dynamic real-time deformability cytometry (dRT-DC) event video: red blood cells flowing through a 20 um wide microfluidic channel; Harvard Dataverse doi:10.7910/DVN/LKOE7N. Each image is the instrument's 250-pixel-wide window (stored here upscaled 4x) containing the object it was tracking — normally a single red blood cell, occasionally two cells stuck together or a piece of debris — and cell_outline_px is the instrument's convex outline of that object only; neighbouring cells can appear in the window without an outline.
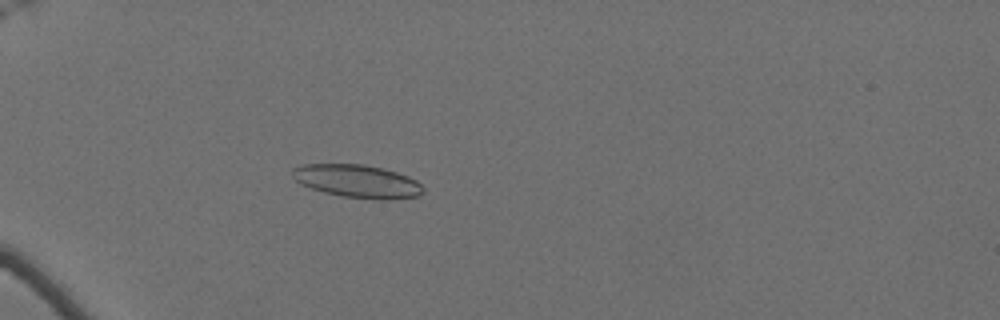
{"species": "Egyptian fruit bat (a non-hibernating species)", "species_latin": "Rousettus aegyptiacus", "temperature_condition": "cold", "stored_images_in_passage": 47, "camera_frame_rate_fps": 3000, "um_per_image_px": 0.085, "animal": {"sex": "female"}, "frame": {"image": 1, "passage_image": 7, "time_ms": 2.0, "image_size_px": [1000, 320], "cell_outline_px": [[424, 192], [420, 196], [388, 200], [380, 200], [340, 196], [324, 192], [300, 184], [292, 176], [292, 168], [304, 164], [364, 164], [396, 172], [408, 176], [416, 180], [424, 188]], "centroid_in_image_um": [30.39, 15.41], "position_along_channel_um": 54.6, "area_um2": 25.26}}
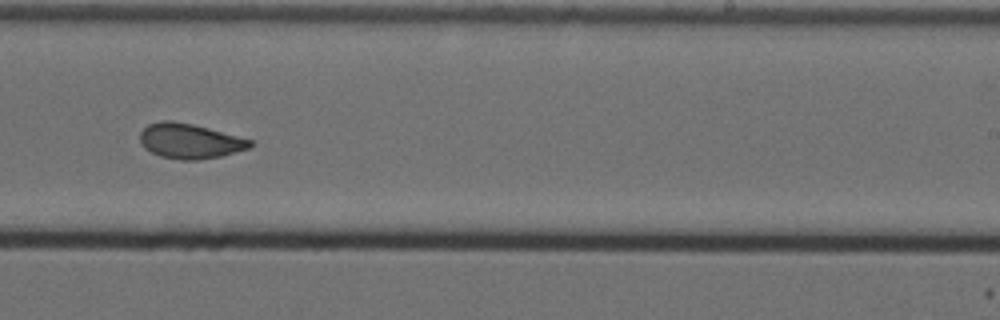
{"frame": {"image": 2, "passage_image": 28, "time_ms": 9.0, "image_size_px": [1000, 320], "cell_outline_px": [[252, 148], [220, 156], [200, 160], [180, 160], [160, 156], [144, 148], [140, 144], [140, 132], [148, 124], [160, 120], [172, 120], [192, 124], [208, 128], [252, 140]], "centroid_in_image_um": [16.11, 11.99], "position_along_channel_um": 272.9, "area_um2": 22.54}}
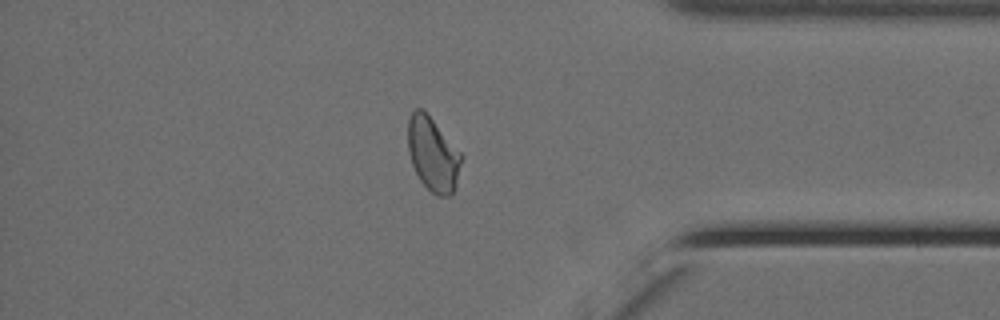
{"frame": {"image": 3, "passage_image": 40, "time_ms": 13.0, "image_size_px": [1000, 320], "cell_outline_px": [[464, 156], [456, 184], [452, 196], [436, 196], [420, 180], [412, 164], [408, 148], [408, 116], [416, 108], [420, 108], [432, 120]], "centroid_in_image_um": [36.81, 13.15], "position_along_channel_um": 398.4, "area_um2": 22.77}, "authors_computed_cell_mechanics": {"area_um2": 22.7732, "velocity_mm_per_s": 3.4682, "shape_relaxation_time_tau1_ms": null, "shape_relaxation_time_tau2_ms": 1.9436, "deformation_change_tau1": null, "deformation_change_tau2": 0.0785}}